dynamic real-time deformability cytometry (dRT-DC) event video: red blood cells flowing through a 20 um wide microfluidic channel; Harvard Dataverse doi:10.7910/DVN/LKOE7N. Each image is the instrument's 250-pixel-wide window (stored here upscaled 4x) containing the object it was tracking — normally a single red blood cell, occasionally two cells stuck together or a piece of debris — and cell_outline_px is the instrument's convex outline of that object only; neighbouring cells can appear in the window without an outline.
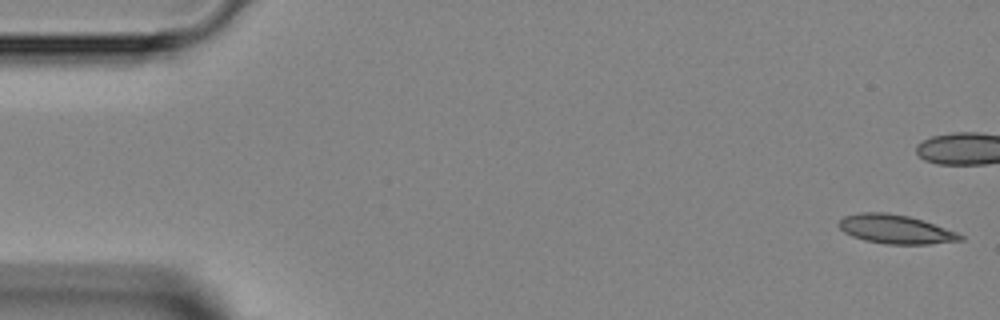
{"species": "Egyptian fruit bat (a non-hibernating species)", "species_latin": "Rousettus aegyptiacus", "temperature_condition": "room temperature", "stored_images_in_passage": 48, "camera_frame_rate_fps": 3000, "um_per_image_px": 0.085, "animal": {"sex": "female"}, "frame": {"image": 1, "passage_image": 1, "time_ms": 0.0, "image_size_px": [1000, 320], "cell_outline_px": [[964, 240], [928, 244], [884, 244], [864, 240], [852, 236], [844, 232], [836, 224], [844, 216], [860, 212], [888, 212], [908, 216], [924, 220], [956, 232], [964, 236]], "centroid_in_image_um": [76.1, 19.48], "position_along_channel_um": 8.9, "area_um2": 20.58}}
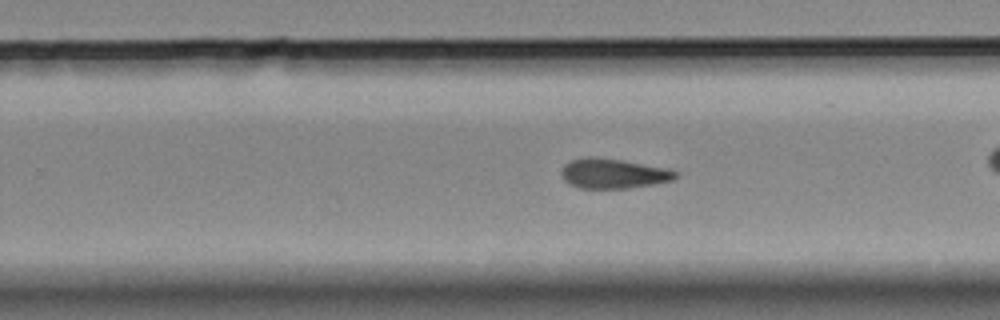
{"frame": {"image": 2, "passage_image": 29, "time_ms": 9.333, "image_size_px": [1000, 320], "cell_outline_px": [[680, 176], [676, 180], [656, 184], [628, 188], [580, 188], [568, 184], [564, 180], [560, 172], [564, 164], [568, 160], [592, 156], [620, 160], [672, 168], [680, 172]], "centroid_in_image_um": [52.21, 14.75], "position_along_channel_um": 277.6, "area_um2": 20.4}}
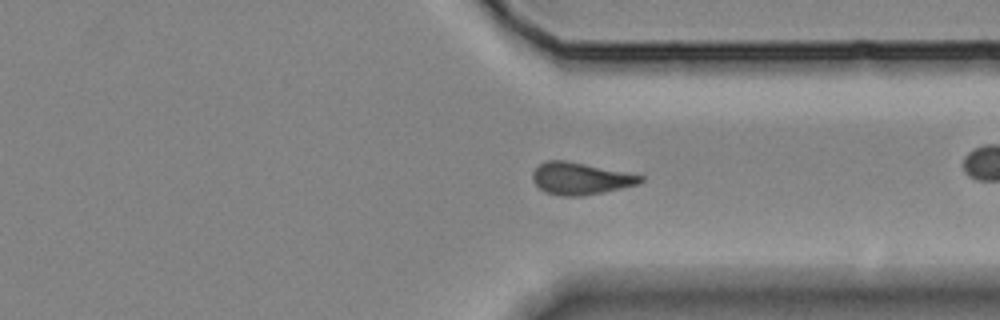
{"frame": {"image": 3, "passage_image": 35, "time_ms": 11.333, "image_size_px": [1000, 320], "cell_outline_px": [[644, 180], [640, 184], [604, 192], [580, 196], [560, 196], [544, 192], [532, 180], [532, 172], [540, 164], [548, 160], [564, 160], [644, 176]], "centroid_in_image_um": [49.32, 15.19], "position_along_channel_um": 362.1, "area_um2": 20.0}}